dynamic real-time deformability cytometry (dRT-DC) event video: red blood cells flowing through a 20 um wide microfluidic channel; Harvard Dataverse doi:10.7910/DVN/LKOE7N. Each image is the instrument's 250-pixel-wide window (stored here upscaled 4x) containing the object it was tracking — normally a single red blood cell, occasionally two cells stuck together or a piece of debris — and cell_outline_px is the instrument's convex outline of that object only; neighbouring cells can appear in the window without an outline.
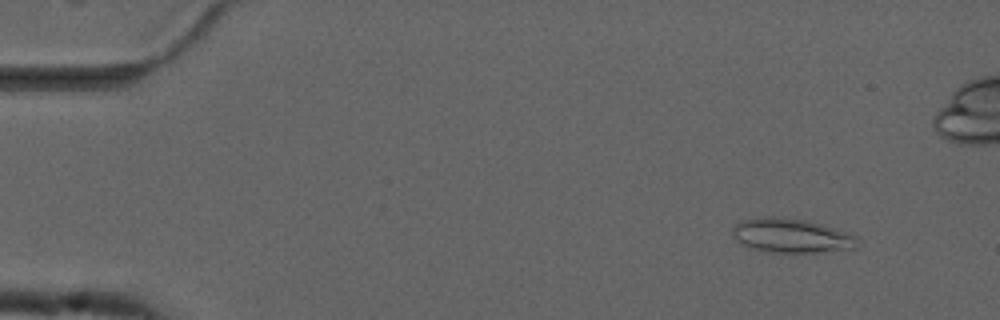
{"species": "common noctule bat (a hibernating species)", "species_latin": "Nyctalus noctula", "temperature_condition": "cold", "stored_images_in_passage": 56, "camera_frame_rate_fps": 3000, "um_per_image_px": 0.085, "animal": {"sex": "male", "forearm_length_mm": 52.5}, "frame": {"image": 1, "passage_image": 6, "time_ms": 1.667, "image_size_px": [1000, 320], "cell_outline_px": [[860, 240], [856, 248], [816, 252], [768, 252], [752, 248], [736, 240], [732, 236], [732, 228], [740, 220], [760, 216], [784, 216], [808, 220], [848, 232], [856, 236]], "centroid_in_image_um": [67.26, 20.0], "position_along_channel_um": 17.7, "area_um2": 25.26}}
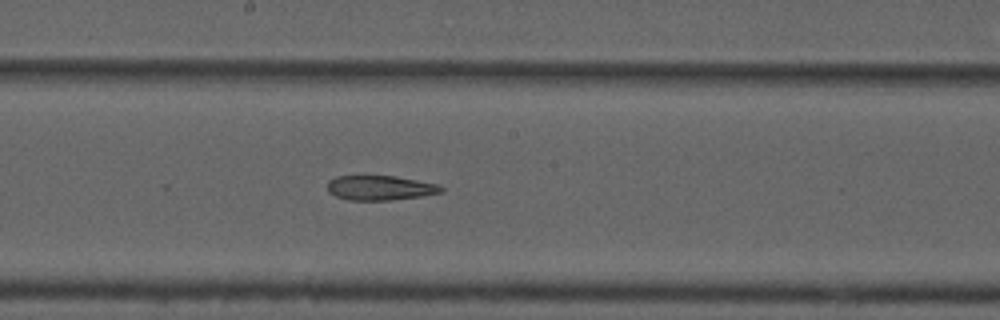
{"frame": {"image": 2, "passage_image": 30, "time_ms": 9.667, "image_size_px": [1000, 320], "cell_outline_px": [[444, 188], [440, 192], [420, 196], [392, 200], [348, 200], [336, 196], [328, 192], [328, 180], [336, 176], [392, 176], [440, 184]], "centroid_in_image_um": [32.28, 15.97], "position_along_channel_um": 215.9, "area_um2": 16.24}}
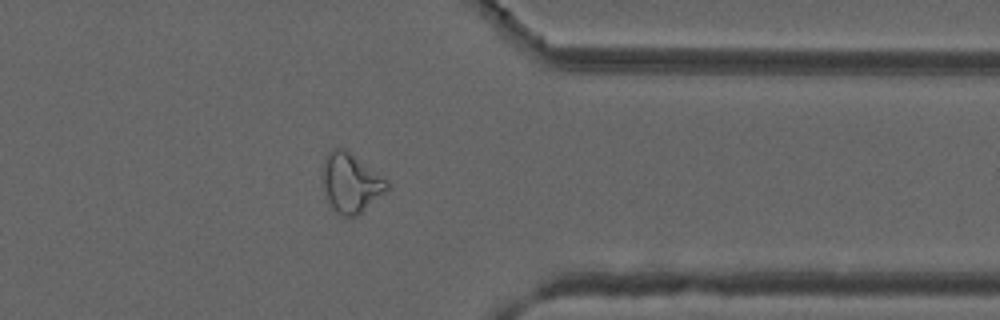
{"frame": {"image": 3, "passage_image": 44, "time_ms": 14.333, "image_size_px": [1000, 320], "cell_outline_px": [[388, 188], [384, 192], [356, 216], [340, 216], [332, 208], [328, 200], [324, 188], [324, 156], [332, 148], [344, 148], [388, 180]], "centroid_in_image_um": [29.81, 15.53], "position_along_channel_um": 381.6, "area_um2": 21.73}}